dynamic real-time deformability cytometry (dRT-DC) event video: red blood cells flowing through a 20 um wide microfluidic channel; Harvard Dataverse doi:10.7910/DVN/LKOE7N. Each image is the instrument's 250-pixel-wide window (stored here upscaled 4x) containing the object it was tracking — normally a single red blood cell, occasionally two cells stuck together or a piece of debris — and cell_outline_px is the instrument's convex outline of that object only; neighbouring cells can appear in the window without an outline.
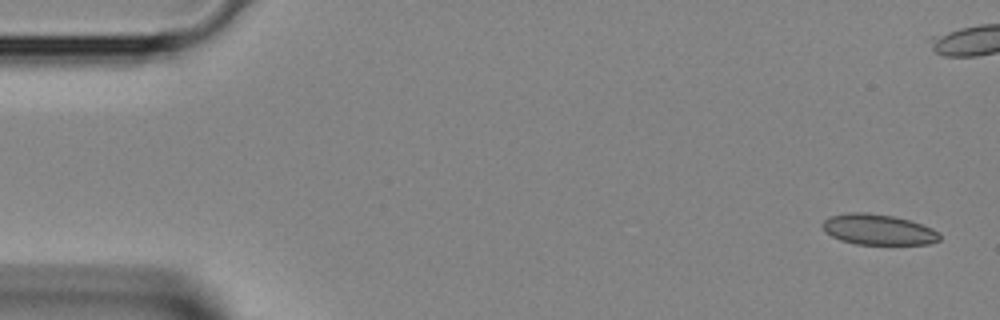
{"species": "Egyptian fruit bat (a non-hibernating species)", "species_latin": "Rousettus aegyptiacus", "temperature_condition": "room temperature", "stored_images_in_passage": 6, "camera_frame_rate_fps": 3000, "um_per_image_px": 0.085, "animal": {"sex": "female"}, "frame": {"image": 1, "passage_image": 1, "time_ms": 0.0, "image_size_px": [1000, 320], "cell_outline_px": [[940, 240], [928, 244], [856, 244], [840, 240], [824, 232], [820, 224], [828, 216], [848, 212], [868, 212], [892, 216], [908, 220], [932, 228], [940, 232]], "centroid_in_image_um": [74.6, 19.5], "position_along_channel_um": 10.4, "area_um2": 21.04}}
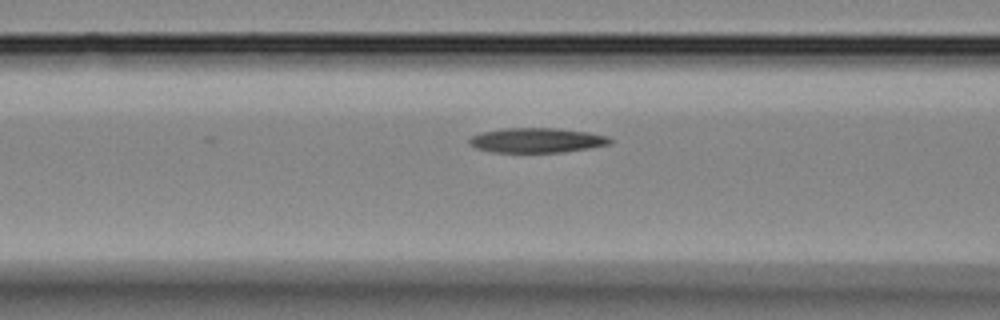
{"frame": {"image": 2, "passage_image": 6, "time_ms": 1.667, "image_size_px": [1000, 320], "cell_outline_px": [[612, 144], [564, 152], [492, 152], [476, 148], [468, 140], [472, 136], [480, 132], [504, 128], [556, 128], [588, 132], [608, 136], [612, 140]], "centroid_in_image_um": [45.65, 11.92], "position_along_channel_um": 121.0, "area_um2": 20.29}}